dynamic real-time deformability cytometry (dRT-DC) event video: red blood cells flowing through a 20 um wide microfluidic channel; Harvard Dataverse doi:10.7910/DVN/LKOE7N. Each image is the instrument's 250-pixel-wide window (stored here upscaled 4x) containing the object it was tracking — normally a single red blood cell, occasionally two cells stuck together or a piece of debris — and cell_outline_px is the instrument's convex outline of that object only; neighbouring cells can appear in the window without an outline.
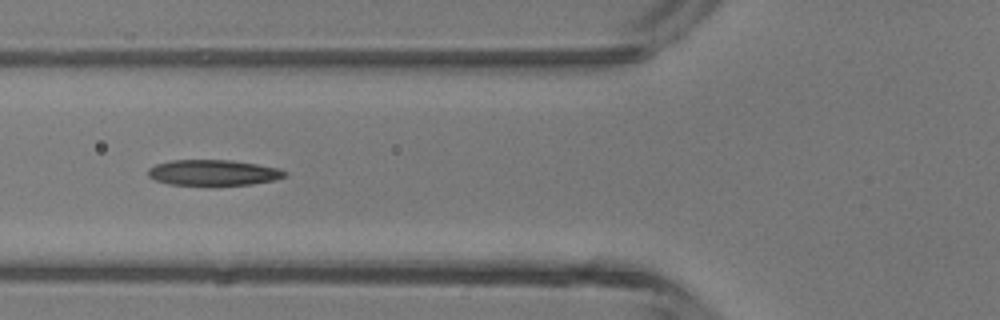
{"species": "common noctule bat (a hibernating species)", "species_latin": "Nyctalus noctula", "temperature_condition": "room temperature", "stored_images_in_passage": 4, "camera_frame_rate_fps": 3000, "um_per_image_px": 0.085, "animal": {"sex": "male", "body_mass_g": 13.3}, "frame": {"image": 1, "passage_image": 4, "time_ms": 1.0, "image_size_px": [1000, 320], "cell_outline_px": [[288, 176], [276, 180], [252, 184], [212, 188], [168, 184], [156, 180], [148, 176], [148, 168], [156, 164], [172, 160], [228, 160], [256, 164], [280, 168], [288, 172]], "centroid_in_image_um": [18.16, 14.72], "position_along_channel_um": 107.6, "area_um2": 21.5}}